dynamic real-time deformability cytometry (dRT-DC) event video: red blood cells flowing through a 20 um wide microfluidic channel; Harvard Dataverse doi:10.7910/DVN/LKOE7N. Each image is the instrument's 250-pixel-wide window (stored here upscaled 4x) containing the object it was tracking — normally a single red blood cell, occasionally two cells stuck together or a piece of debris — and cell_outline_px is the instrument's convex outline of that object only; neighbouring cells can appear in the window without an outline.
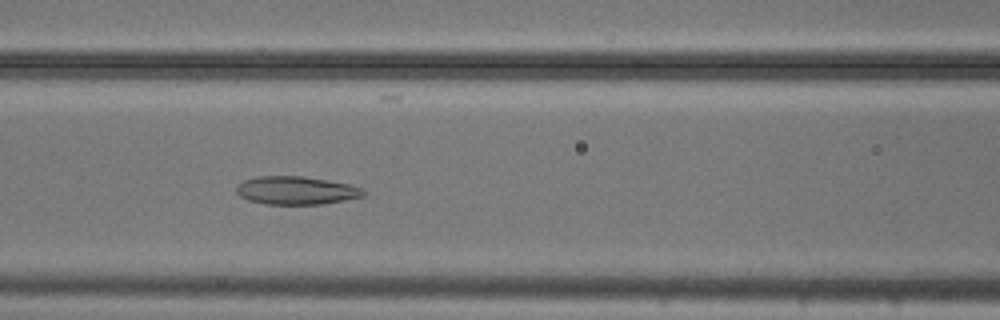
{"species": "common noctule bat (a hibernating species)", "species_latin": "Nyctalus noctula", "temperature_condition": "cold", "stored_images_in_passage": 53, "camera_frame_rate_fps": 3000, "um_per_image_px": 0.085, "animal": {"sex": "male", "body_mass_g": 20.5, "forearm_length_mm": 52.5}, "frame": {"image": 1, "passage_image": 22, "time_ms": 7.0, "image_size_px": [1000, 320], "cell_outline_px": [[364, 196], [324, 204], [268, 204], [248, 200], [240, 196], [236, 192], [236, 188], [244, 180], [260, 176], [304, 176], [348, 184], [364, 188]], "centroid_in_image_um": [25.19, 16.19], "position_along_channel_um": 141.4, "area_um2": 20.69}}
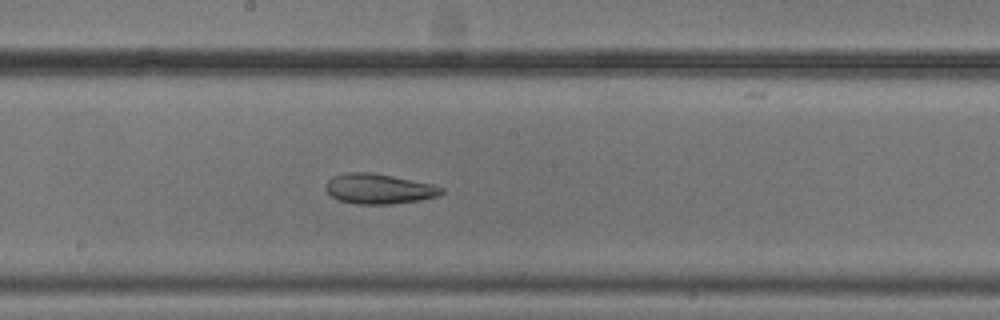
{"frame": {"image": 2, "passage_image": 28, "time_ms": 9.0, "image_size_px": [1000, 320], "cell_outline_px": [[444, 192], [440, 196], [420, 200], [392, 204], [356, 204], [340, 200], [332, 196], [324, 188], [328, 180], [332, 176], [348, 172], [372, 172], [432, 184], [444, 188]], "centroid_in_image_um": [32.21, 16.05], "position_along_channel_um": 216.0, "area_um2": 20.35}}
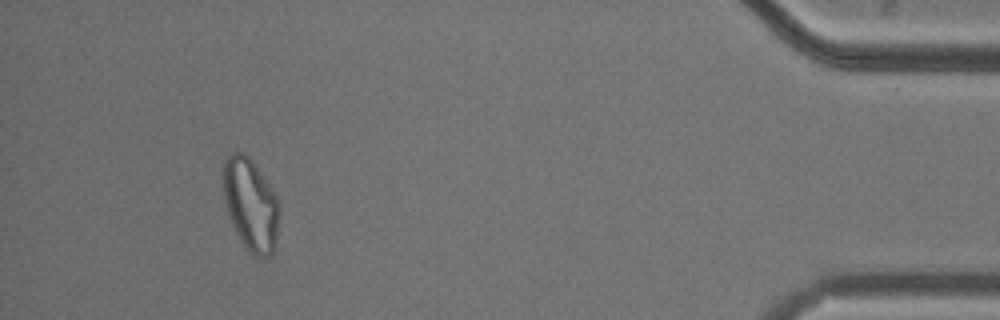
{"frame": {"image": 3, "passage_image": 49, "time_ms": 16.0, "image_size_px": [1000, 320], "cell_outline_px": [[280, 212], [276, 240], [272, 252], [268, 256], [252, 256], [244, 248], [232, 224], [224, 200], [224, 160], [232, 152], [244, 152], [248, 156], [268, 184], [276, 196], [280, 204]], "centroid_in_image_um": [21.31, 17.42], "position_along_channel_um": 413.9, "area_um2": 29.88}, "authors_computed_cell_mechanics": {"area_um2": 27.6862, "velocity_mm_per_s": 3.7244, "shape_relaxation_time_tau1_ms": null, "shape_relaxation_time_tau2_ms": 4.1192, "deformation_change_tau1": null, "deformation_change_tau2": 0.1114}}